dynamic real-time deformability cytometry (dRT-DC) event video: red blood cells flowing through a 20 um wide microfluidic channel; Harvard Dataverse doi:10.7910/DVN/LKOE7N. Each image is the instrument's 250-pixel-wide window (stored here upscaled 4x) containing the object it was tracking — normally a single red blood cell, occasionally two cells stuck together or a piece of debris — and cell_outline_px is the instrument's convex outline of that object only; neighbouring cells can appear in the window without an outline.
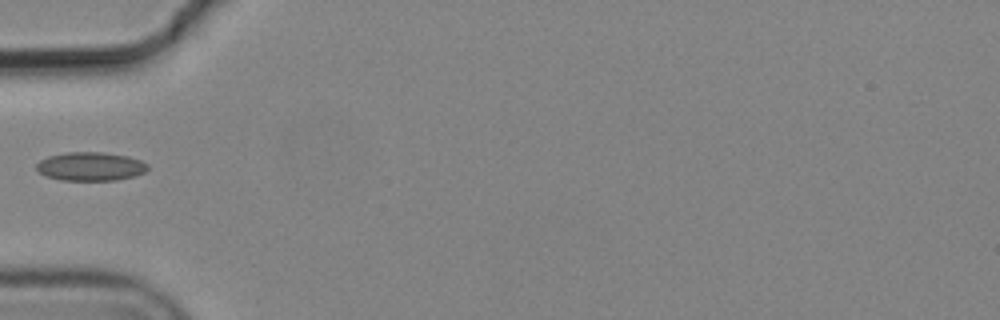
{"species": "common noctule bat (a hibernating species)", "species_latin": "Nyctalus noctula", "temperature_condition": "cold", "stored_images_in_passage": 1, "camera_frame_rate_fps": 3000, "um_per_image_px": 0.085, "animal": {"sex": "male", "body_mass_g": 19.2, "forearm_length_mm": 51.8}, "frame": {"image": 1, "passage_image": 1, "time_ms": 0.0, "image_size_px": [1000, 320], "cell_outline_px": [[148, 168], [144, 172], [136, 176], [116, 180], [60, 180], [44, 176], [36, 168], [36, 164], [40, 160], [48, 156], [68, 152], [100, 152], [128, 156], [140, 160], [148, 164]], "centroid_in_image_um": [7.69, 14.15], "position_along_channel_um": 77.3, "area_um2": 18.61}}